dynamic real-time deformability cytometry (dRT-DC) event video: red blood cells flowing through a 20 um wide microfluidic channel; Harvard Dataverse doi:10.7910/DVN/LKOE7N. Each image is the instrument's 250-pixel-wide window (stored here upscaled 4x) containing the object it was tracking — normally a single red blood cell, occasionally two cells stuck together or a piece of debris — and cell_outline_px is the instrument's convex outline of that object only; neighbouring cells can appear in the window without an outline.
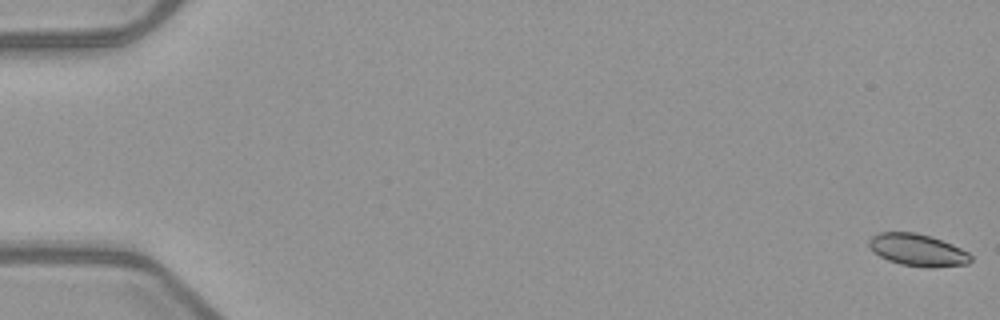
{"species": "common noctule bat (a hibernating species)", "species_latin": "Nyctalus noctula", "temperature_condition": "warm", "stored_images_in_passage": 53, "camera_frame_rate_fps": 3000, "um_per_image_px": 0.085, "animal": {"sex": "female", "body_mass_g": 21.9}, "frame": {"image": 1, "passage_image": 1, "time_ms": 0.0, "image_size_px": [1000, 320], "cell_outline_px": [[972, 260], [968, 264], [932, 268], [928, 268], [900, 264], [888, 260], [880, 256], [868, 244], [868, 240], [872, 236], [880, 232], [916, 232], [932, 236], [952, 244], [968, 252], [972, 256]], "centroid_in_image_um": [78.03, 21.25], "position_along_channel_um": 7.0, "area_um2": 19.13}}
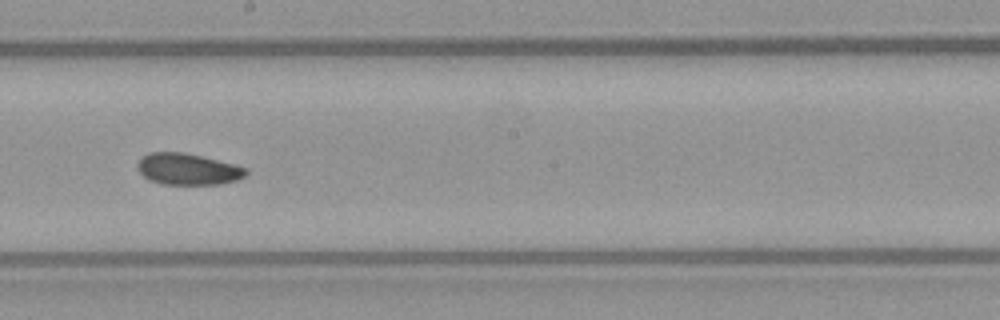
{"frame": {"image": 2, "passage_image": 31, "time_ms": 10.0, "image_size_px": [1000, 320], "cell_outline_px": [[248, 172], [244, 176], [236, 180], [220, 184], [164, 184], [148, 180], [136, 168], [136, 164], [148, 152], [184, 152], [236, 164], [248, 168]], "centroid_in_image_um": [15.97, 14.37], "position_along_channel_um": 232.2, "area_um2": 19.94}}
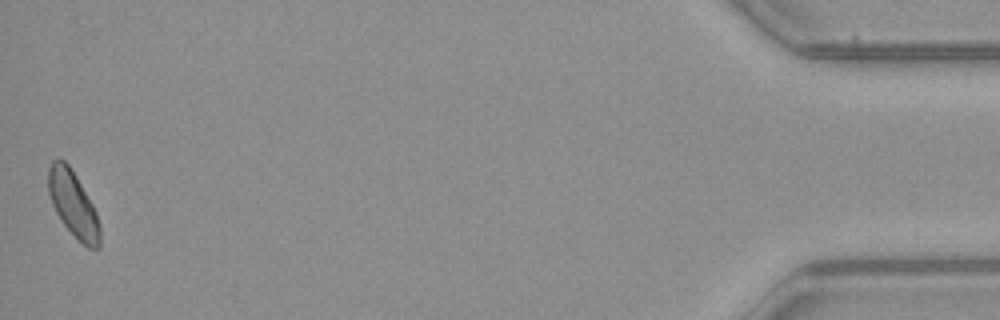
{"frame": {"image": 3, "passage_image": 53, "time_ms": 17.333, "image_size_px": [1000, 320], "cell_outline_px": [[100, 248], [88, 248], [64, 224], [56, 212], [52, 204], [48, 192], [48, 168], [52, 160], [64, 160], [68, 164], [76, 176], [92, 204], [96, 212], [100, 224]], "centroid_in_image_um": [6.22, 17.34], "position_along_channel_um": 429.0, "area_um2": 19.36}}